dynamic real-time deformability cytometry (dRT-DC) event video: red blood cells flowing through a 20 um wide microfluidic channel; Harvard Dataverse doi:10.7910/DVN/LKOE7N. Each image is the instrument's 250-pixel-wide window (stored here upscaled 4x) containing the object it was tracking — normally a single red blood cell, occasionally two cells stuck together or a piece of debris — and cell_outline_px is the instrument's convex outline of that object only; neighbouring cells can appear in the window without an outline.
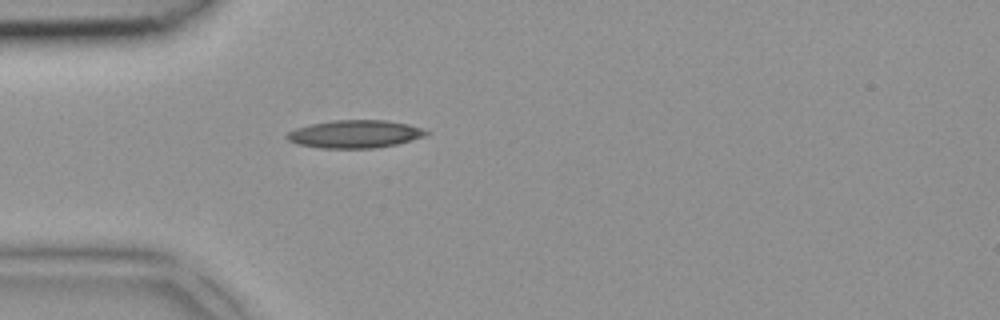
{"species": "common noctule bat (a hibernating species)", "species_latin": "Nyctalus noctula", "temperature_condition": "room temperature", "stored_images_in_passage": 1, "camera_frame_rate_fps": 3000, "um_per_image_px": 0.085, "animal": {"sex": "female", "body_mass_g": 18.4}, "frame": {"image": 1, "passage_image": 1, "time_ms": 0.0, "image_size_px": [1000, 320], "cell_outline_px": [[432, 132], [424, 136], [412, 140], [396, 144], [376, 148], [320, 148], [296, 144], [288, 140], [284, 136], [288, 132], [296, 128], [312, 124], [332, 120], [388, 120], [408, 124]], "centroid_in_image_um": [30.16, 11.39], "position_along_channel_um": 54.8, "area_um2": 22.66}}